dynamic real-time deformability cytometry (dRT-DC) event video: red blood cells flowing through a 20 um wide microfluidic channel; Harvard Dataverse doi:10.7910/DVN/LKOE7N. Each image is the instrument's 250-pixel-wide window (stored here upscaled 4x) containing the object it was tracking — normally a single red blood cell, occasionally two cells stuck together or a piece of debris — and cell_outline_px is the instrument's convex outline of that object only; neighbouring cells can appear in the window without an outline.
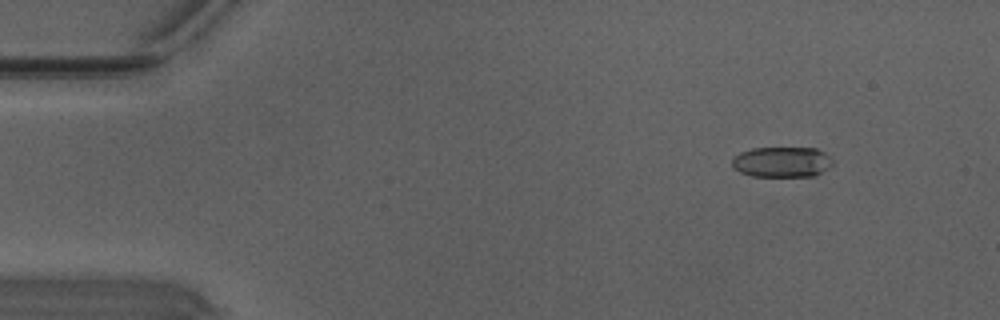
{"species": "Egyptian fruit bat (a non-hibernating species)", "species_latin": "Rousettus aegyptiacus", "temperature_condition": "warm", "stored_images_in_passage": 22, "camera_frame_rate_fps": 3000, "um_per_image_px": 0.085, "animal": {"sex": "male"}, "frame": {"image": 1, "passage_image": 4, "time_ms": 1.0, "image_size_px": [1000, 320], "cell_outline_px": [[832, 164], [828, 168], [812, 176], [752, 176], [740, 172], [732, 164], [732, 156], [740, 152], [752, 148], [816, 148], [824, 152], [832, 160]], "centroid_in_image_um": [66.43, 13.76], "position_along_channel_um": 18.6, "area_um2": 17.74}}
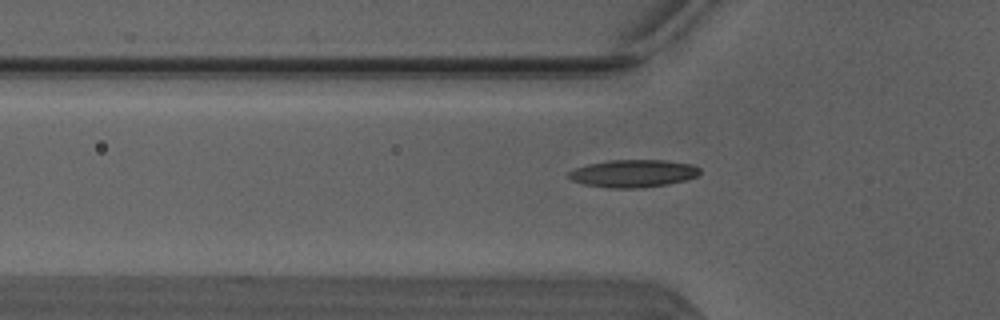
{"frame": {"image": 2, "passage_image": 15, "time_ms": 4.667, "image_size_px": [1000, 320], "cell_outline_px": [[700, 172], [696, 176], [684, 180], [668, 184], [640, 188], [608, 188], [584, 184], [572, 180], [568, 176], [568, 172], [576, 168], [588, 164], [608, 160], [664, 160], [692, 164], [700, 168]], "centroid_in_image_um": [53.81, 14.74], "position_along_channel_um": 72.0, "area_um2": 21.04}}
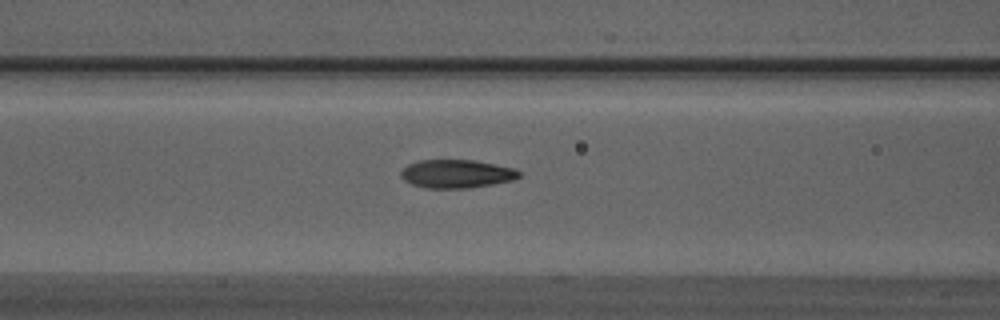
{"frame": {"image": 3, "passage_image": 19, "time_ms": 6.0, "image_size_px": [1000, 320], "cell_outline_px": [[520, 176], [512, 180], [492, 184], [468, 188], [424, 188], [412, 184], [404, 180], [400, 176], [400, 172], [408, 164], [420, 160], [476, 160], [516, 168], [520, 172]], "centroid_in_image_um": [38.81, 14.77], "position_along_channel_um": 127.8, "area_um2": 19.59}}